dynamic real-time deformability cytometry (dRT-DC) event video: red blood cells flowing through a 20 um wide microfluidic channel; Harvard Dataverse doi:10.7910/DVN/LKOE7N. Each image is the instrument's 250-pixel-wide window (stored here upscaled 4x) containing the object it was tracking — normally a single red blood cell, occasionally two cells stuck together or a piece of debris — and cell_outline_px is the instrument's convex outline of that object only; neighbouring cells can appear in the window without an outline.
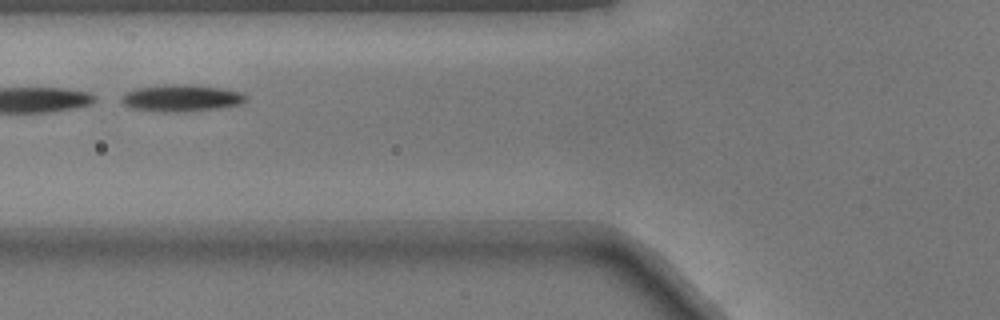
{"species": "common noctule bat (a hibernating species)", "species_latin": "Nyctalus noctula", "temperature_condition": "warm", "stored_images_in_passage": 43, "segment_of_instrument_passage": [2, 2], "camera_frame_rate_fps": 3000, "um_per_image_px": 0.085, "animal": {"sex": "male", "body_mass_g": 17.9}, "frame": {"image": 1, "passage_image": 13, "time_ms": 4.0, "image_size_px": [1000, 320], "cell_outline_px": [[248, 96], [240, 104], [220, 108], [168, 112], [160, 112], [128, 108], [120, 100], [128, 92], [140, 88], [216, 88], [240, 92]], "centroid_in_image_um": [15.41, 8.42], "position_along_channel_um": 110.4, "area_um2": 17.63}}